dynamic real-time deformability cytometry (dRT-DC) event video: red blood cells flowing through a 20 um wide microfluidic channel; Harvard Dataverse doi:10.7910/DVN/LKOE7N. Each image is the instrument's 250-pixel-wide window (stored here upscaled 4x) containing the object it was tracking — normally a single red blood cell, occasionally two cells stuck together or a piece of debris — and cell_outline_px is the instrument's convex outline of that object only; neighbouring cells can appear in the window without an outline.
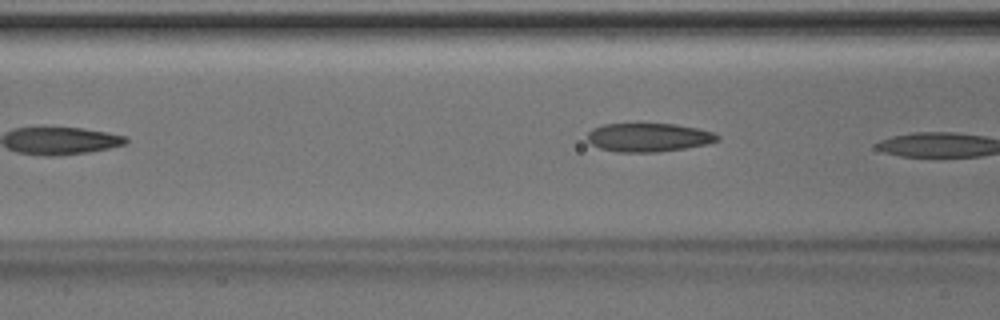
{"species": "Egyptian fruit bat (a non-hibernating species)", "species_latin": "Rousettus aegyptiacus", "temperature_condition": "room temperature", "stored_images_in_passage": 4, "camera_frame_rate_fps": 3000, "um_per_image_px": 0.085, "animal": {"sex": "male"}, "frame": {"image": 1, "passage_image": 4, "time_ms": 1.0, "image_size_px": [1000, 320], "cell_outline_px": [[720, 136], [716, 140], [708, 144], [684, 148], [656, 152], [616, 152], [600, 148], [592, 144], [588, 140], [588, 132], [592, 128], [604, 124], [640, 120], [676, 124], [696, 128], [712, 132]], "centroid_in_image_um": [55.07, 11.62], "position_along_channel_um": 111.5, "area_um2": 22.54}}